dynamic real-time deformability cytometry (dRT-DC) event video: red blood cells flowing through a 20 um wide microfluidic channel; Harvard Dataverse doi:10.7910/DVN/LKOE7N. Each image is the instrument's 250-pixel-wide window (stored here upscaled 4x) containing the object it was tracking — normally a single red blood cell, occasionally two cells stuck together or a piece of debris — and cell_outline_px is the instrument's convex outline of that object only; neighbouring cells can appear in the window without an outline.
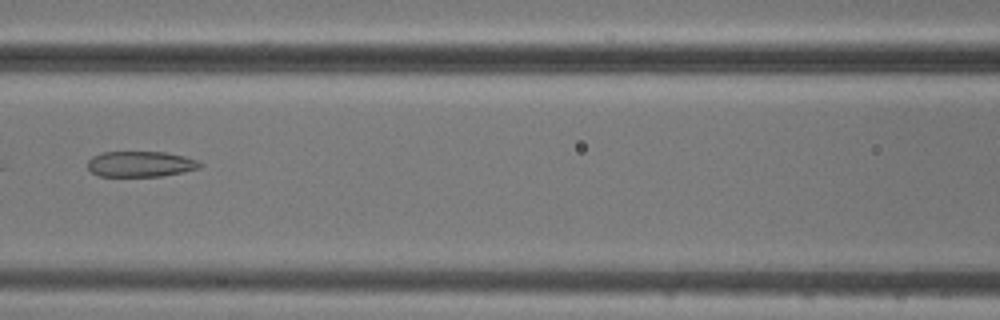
{"species": "common noctule bat (a hibernating species)", "species_latin": "Nyctalus noctula", "temperature_condition": "cold", "stored_images_in_passage": 9, "camera_frame_rate_fps": 3000, "um_per_image_px": 0.085, "animal": {"sex": "male", "body_mass_g": 20.5, "forearm_length_mm": 52.5}, "frame": {"image": 1, "passage_image": 6, "time_ms": 7.0, "image_size_px": [1000, 320], "cell_outline_px": [[204, 164], [200, 168], [160, 176], [100, 176], [92, 172], [88, 168], [88, 160], [92, 156], [100, 152], [164, 152], [184, 156], [196, 160]], "centroid_in_image_um": [11.92, 13.93], "position_along_channel_um": 154.7, "area_um2": 16.7}}
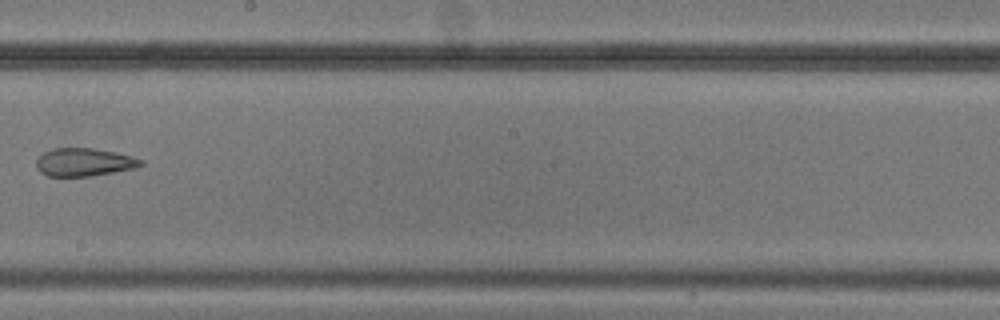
{"frame": {"image": 2, "passage_image": 8, "time_ms": 9.333, "image_size_px": [1000, 320], "cell_outline_px": [[144, 164], [136, 168], [92, 176], [48, 176], [40, 172], [36, 168], [36, 160], [44, 152], [52, 148], [92, 148], [116, 152], [132, 156], [144, 160]], "centroid_in_image_um": [7.16, 13.78], "position_along_channel_um": 241.0, "area_um2": 17.22}}
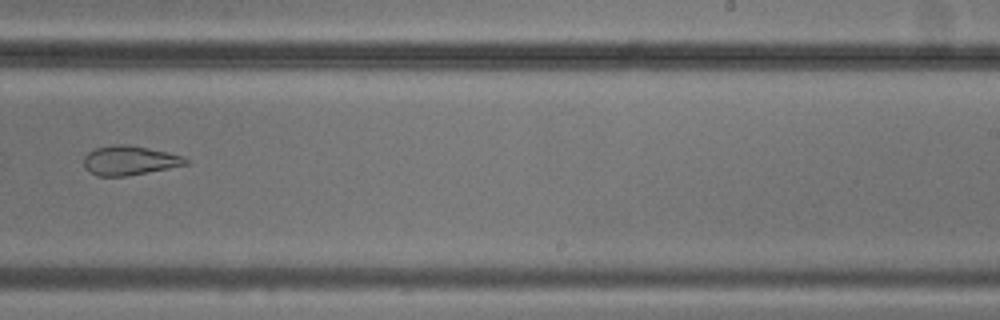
{"frame": {"image": 3, "passage_image": 9, "time_ms": 10.333, "image_size_px": [1000, 320], "cell_outline_px": [[192, 160], [188, 164], [168, 168], [124, 176], [96, 176], [84, 168], [84, 156], [88, 152], [96, 148], [112, 144], [128, 144], [168, 152], [184, 156]], "centroid_in_image_um": [11.02, 13.63], "position_along_channel_um": 278.0, "area_um2": 17.51}}